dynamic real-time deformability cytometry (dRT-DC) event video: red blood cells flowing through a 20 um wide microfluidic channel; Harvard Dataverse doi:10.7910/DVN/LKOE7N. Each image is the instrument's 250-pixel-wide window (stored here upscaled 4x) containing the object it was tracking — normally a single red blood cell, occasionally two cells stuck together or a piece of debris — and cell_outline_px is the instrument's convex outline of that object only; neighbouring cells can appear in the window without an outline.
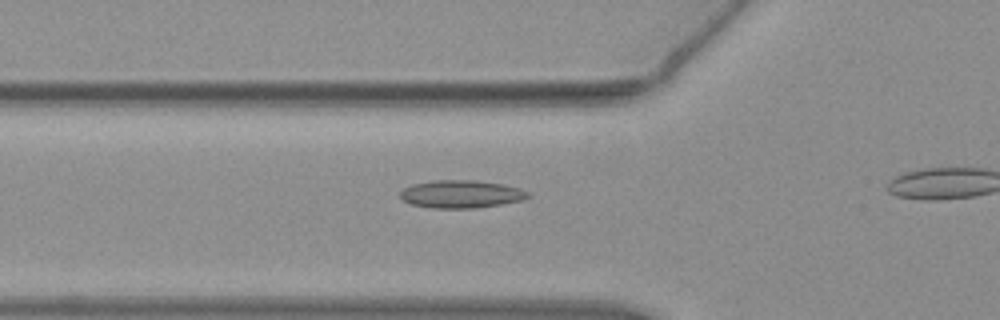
{"species": "common noctule bat (a hibernating species)", "species_latin": "Nyctalus noctula", "temperature_condition": "warm", "stored_images_in_passage": 26, "camera_frame_rate_fps": 3000, "um_per_image_px": 0.085, "animal": {"sex": "female", "body_mass_g": 19.3, "forearm_length_mm": 54.1}, "frame": {"image": 1, "passage_image": 8, "time_ms": 2.333, "image_size_px": [1000, 320], "cell_outline_px": [[532, 196], [524, 200], [476, 208], [432, 208], [412, 204], [400, 200], [400, 192], [404, 188], [412, 184], [432, 180], [476, 180], [504, 184], [520, 188], [528, 192]], "centroid_in_image_um": [39.2, 16.49], "position_along_channel_um": 86.6, "area_um2": 20.92}}
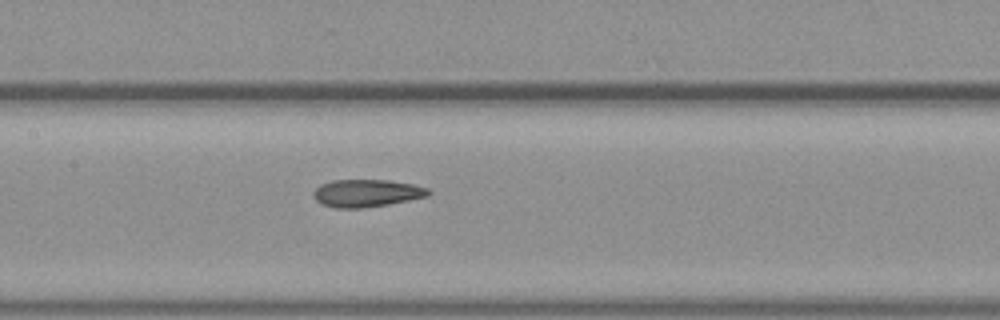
{"frame": {"image": 2, "passage_image": 15, "time_ms": 4.667, "image_size_px": [1000, 320], "cell_outline_px": [[432, 192], [428, 196], [388, 204], [364, 208], [336, 208], [324, 204], [316, 200], [312, 196], [312, 192], [320, 184], [332, 180], [388, 180], [412, 184], [428, 188]], "centroid_in_image_um": [31.15, 16.41], "position_along_channel_um": 176.2, "area_um2": 18.44}}
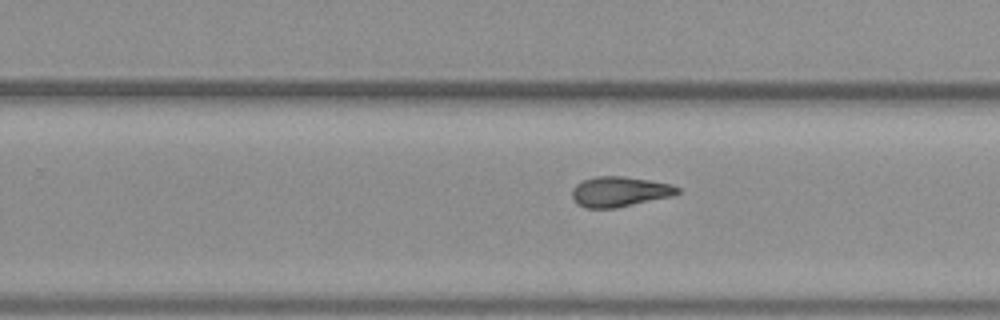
{"frame": {"image": 3, "passage_image": 23, "time_ms": 7.333, "image_size_px": [1000, 320], "cell_outline_px": [[680, 192], [672, 196], [616, 208], [584, 208], [576, 204], [572, 196], [572, 188], [576, 184], [584, 180], [596, 176], [624, 176], [672, 184], [680, 188]], "centroid_in_image_um": [52.65, 16.29], "position_along_channel_um": 277.1, "area_um2": 18.61}}